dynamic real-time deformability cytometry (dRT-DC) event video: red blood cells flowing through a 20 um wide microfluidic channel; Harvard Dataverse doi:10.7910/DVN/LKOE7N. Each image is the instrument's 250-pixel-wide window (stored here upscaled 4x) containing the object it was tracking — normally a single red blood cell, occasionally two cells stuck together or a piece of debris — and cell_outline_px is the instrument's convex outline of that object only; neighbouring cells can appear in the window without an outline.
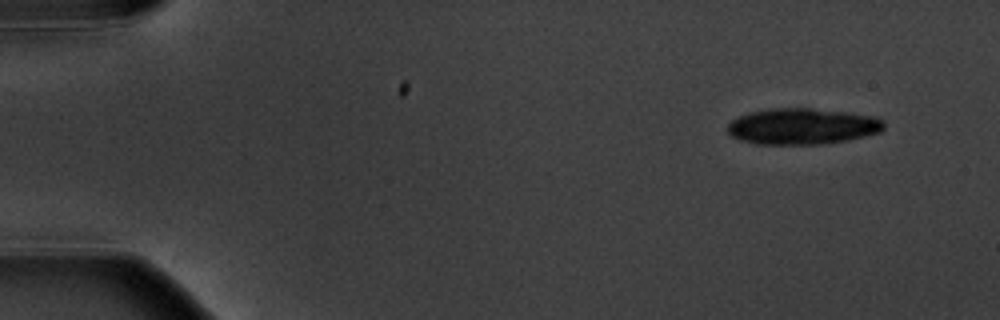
{"species": "common noctule bat (a hibernating species)", "species_latin": "Nyctalus noctula", "temperature_condition": "warm", "stored_images_in_passage": 4, "camera_frame_rate_fps": 3000, "um_per_image_px": 0.085, "animal": {"sex": "male", "body_mass_g": 20.1, "forearm_length_mm": 53.5}, "frame": {"image": 1, "passage_image": 1, "time_ms": 0.0, "image_size_px": [1000, 320], "cell_outline_px": [[884, 128], [880, 132], [848, 140], [820, 144], [756, 144], [740, 140], [732, 136], [728, 132], [728, 124], [732, 120], [740, 116], [752, 112], [776, 108], [812, 108], [876, 116], [884, 120]], "centroid_in_image_um": [68.23, 10.74], "position_along_channel_um": 16.8, "area_um2": 32.77}}